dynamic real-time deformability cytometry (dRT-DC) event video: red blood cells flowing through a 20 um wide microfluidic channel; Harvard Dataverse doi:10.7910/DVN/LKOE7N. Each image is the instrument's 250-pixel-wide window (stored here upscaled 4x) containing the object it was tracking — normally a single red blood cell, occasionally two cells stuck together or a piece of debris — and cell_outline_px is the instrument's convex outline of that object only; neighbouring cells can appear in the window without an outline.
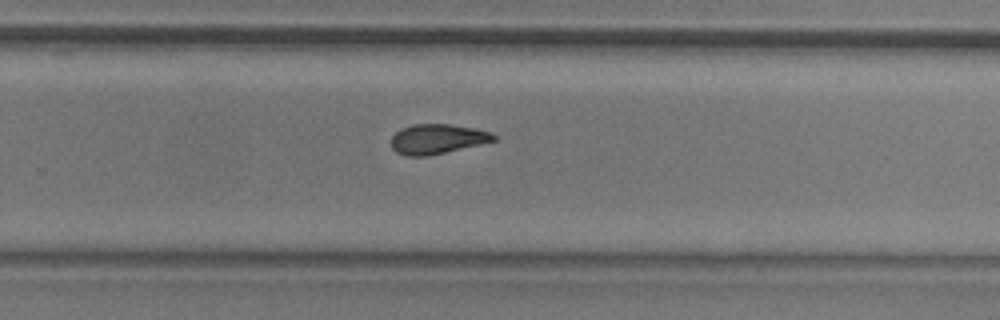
{"species": "common noctule bat (a hibernating species)", "species_latin": "Nyctalus noctula", "temperature_condition": "room temperature", "stored_images_in_passage": 10, "camera_frame_rate_fps": 3000, "um_per_image_px": 0.085, "animal": {"sex": "male", "body_mass_g": 20.5, "forearm_length_mm": 52.5}, "frame": {"image": 1, "passage_image": 10, "time_ms": 3.0, "image_size_px": [1000, 320], "cell_outline_px": [[496, 140], [480, 144], [428, 156], [408, 156], [396, 152], [392, 148], [392, 136], [400, 128], [412, 124], [448, 124], [476, 128], [492, 132], [496, 136]], "centroid_in_image_um": [37.17, 11.8], "position_along_channel_um": 292.6, "area_um2": 17.8}}